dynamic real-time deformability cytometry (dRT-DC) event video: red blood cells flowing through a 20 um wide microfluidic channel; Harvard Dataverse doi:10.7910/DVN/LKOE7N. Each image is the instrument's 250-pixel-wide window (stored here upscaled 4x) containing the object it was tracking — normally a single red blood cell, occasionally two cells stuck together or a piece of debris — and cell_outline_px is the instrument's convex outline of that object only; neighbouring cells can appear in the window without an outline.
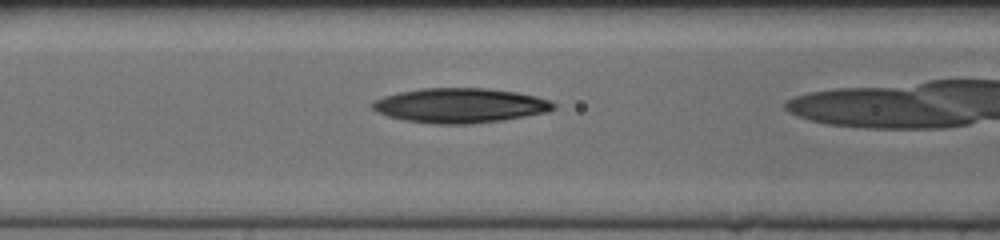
{"species": "human", "species_latin": "Homo sapiens", "temperature_condition": "cold", "stored_images_in_passage": 38, "camera_frame_rate_fps": 3000, "um_per_image_px": 0.085, "donor": {"sex": "female"}, "frame": {"image": 1, "passage_image": 18, "time_ms": 5.667, "image_size_px": [1000, 240], "cell_outline_px": [[556, 108], [548, 112], [504, 120], [468, 124], [432, 124], [404, 120], [388, 116], [376, 112], [368, 104], [372, 100], [384, 96], [400, 92], [420, 88], [488, 88], [516, 92], [536, 96], [548, 100], [556, 104]], "centroid_in_image_um": [39.08, 8.97], "position_along_channel_um": 127.5, "area_um2": 36.93}}
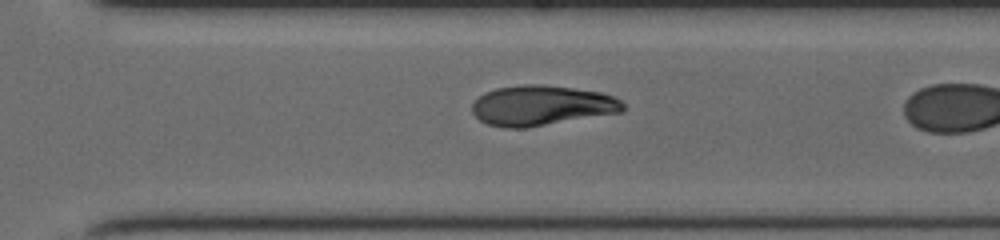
{"frame": {"image": 2, "passage_image": 33, "time_ms": 10.667, "image_size_px": [1000, 240], "cell_outline_px": [[624, 108], [620, 112], [524, 128], [504, 128], [488, 124], [480, 120], [472, 112], [472, 104], [484, 92], [496, 88], [524, 84], [540, 84], [572, 88], [600, 92], [612, 96], [620, 100], [624, 104]], "centroid_in_image_um": [46.0, 8.96], "position_along_channel_um": 324.6, "area_um2": 34.97}}
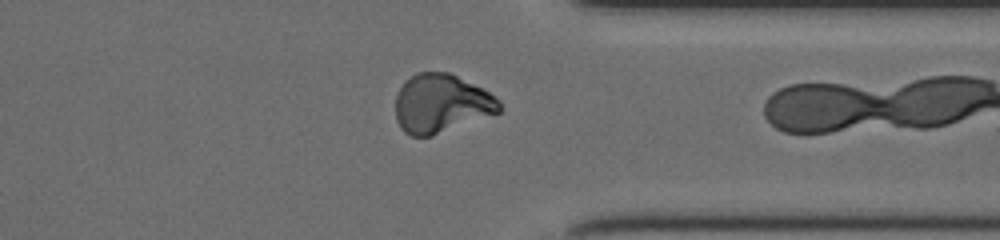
{"frame": {"image": 3, "passage_image": 37, "time_ms": 12.0, "image_size_px": [1000, 240], "cell_outline_px": [[500, 112], [432, 136], [412, 136], [404, 132], [400, 128], [396, 120], [396, 96], [404, 80], [416, 72], [448, 72], [488, 92], [500, 100]], "centroid_in_image_um": [37.46, 8.81], "position_along_channel_um": 373.9, "area_um2": 35.32}}